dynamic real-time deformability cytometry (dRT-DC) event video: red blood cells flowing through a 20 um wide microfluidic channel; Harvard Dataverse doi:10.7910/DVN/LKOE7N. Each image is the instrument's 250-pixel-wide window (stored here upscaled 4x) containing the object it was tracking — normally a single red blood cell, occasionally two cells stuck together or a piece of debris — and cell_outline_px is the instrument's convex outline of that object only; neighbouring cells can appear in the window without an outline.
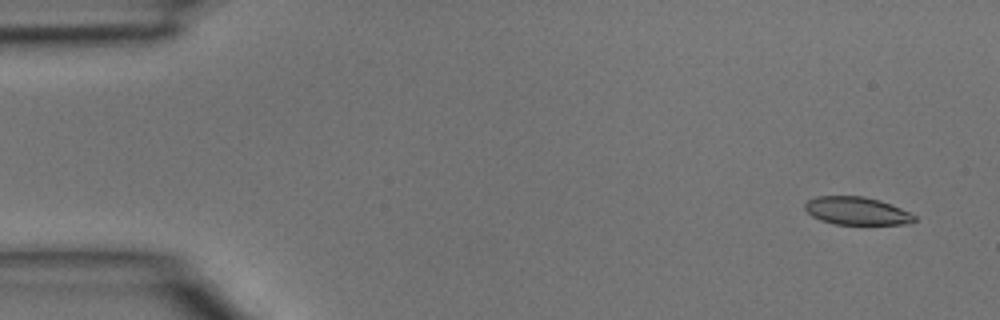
{"species": "common noctule bat (a hibernating species)", "species_latin": "Nyctalus noctula", "temperature_condition": "room temperature", "stored_images_in_passage": 4, "segment_of_instrument_passage": [2, 2], "camera_frame_rate_fps": 3000, "um_per_image_px": 0.085, "animal": {"sex": "male", "body_mass_g": 15.6}, "frame": {"image": 1, "passage_image": 4, "time_ms": 1.0, "image_size_px": [1000, 320], "cell_outline_px": [[916, 220], [912, 224], [836, 224], [820, 220], [812, 216], [804, 208], [804, 204], [808, 200], [816, 196], [864, 196], [880, 200], [900, 208], [916, 216]], "centroid_in_image_um": [72.82, 17.92], "position_along_channel_um": 12.2, "area_um2": 17.8}}